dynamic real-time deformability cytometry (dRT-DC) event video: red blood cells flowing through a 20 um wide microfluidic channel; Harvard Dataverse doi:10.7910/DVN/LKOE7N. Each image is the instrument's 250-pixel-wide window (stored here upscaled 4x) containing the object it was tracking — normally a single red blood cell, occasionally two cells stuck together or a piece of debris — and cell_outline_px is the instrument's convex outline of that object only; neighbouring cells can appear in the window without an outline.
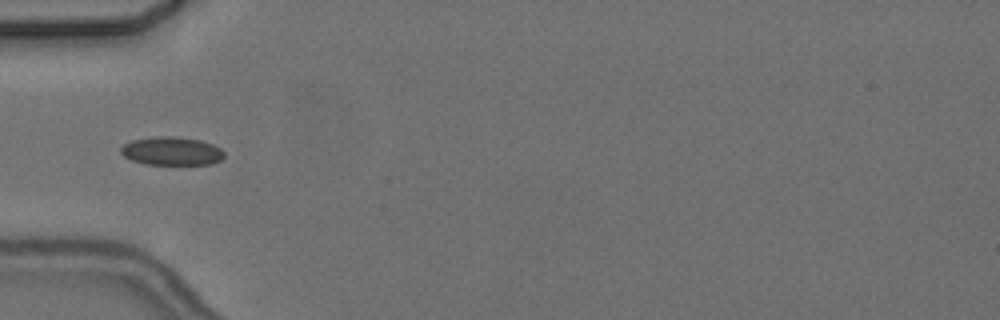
{"species": "common noctule bat (a hibernating species)", "species_latin": "Nyctalus noctula", "temperature_condition": "cold", "stored_images_in_passage": 4, "camera_frame_rate_fps": 3000, "um_per_image_px": 0.085, "animal": {"sex": "female", "body_mass_g": 24.6, "forearm_length_mm": 56.2}, "frame": {"image": 1, "passage_image": 2, "time_ms": 2.0, "image_size_px": [1000, 320], "cell_outline_px": [[224, 156], [220, 160], [212, 164], [144, 164], [132, 160], [124, 156], [120, 152], [120, 148], [124, 144], [132, 140], [156, 136], [176, 136], [200, 140], [212, 144], [220, 148], [224, 152]], "centroid_in_image_um": [14.58, 12.83], "position_along_channel_um": 70.4, "area_um2": 17.11}}
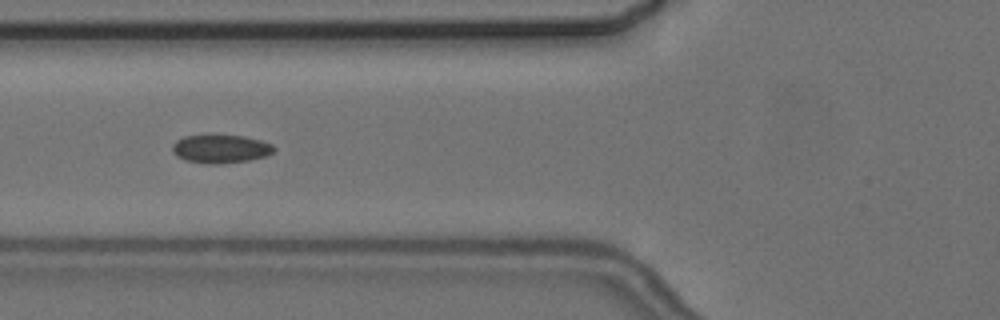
{"frame": {"image": 2, "passage_image": 3, "time_ms": 3.0, "image_size_px": [1000, 320], "cell_outline_px": [[276, 148], [268, 156], [248, 160], [220, 164], [208, 164], [184, 160], [176, 156], [172, 152], [172, 144], [176, 140], [184, 136], [208, 132], [244, 136], [260, 140], [272, 144]], "centroid_in_image_um": [18.71, 12.61], "position_along_channel_um": 107.1, "area_um2": 17.63}}
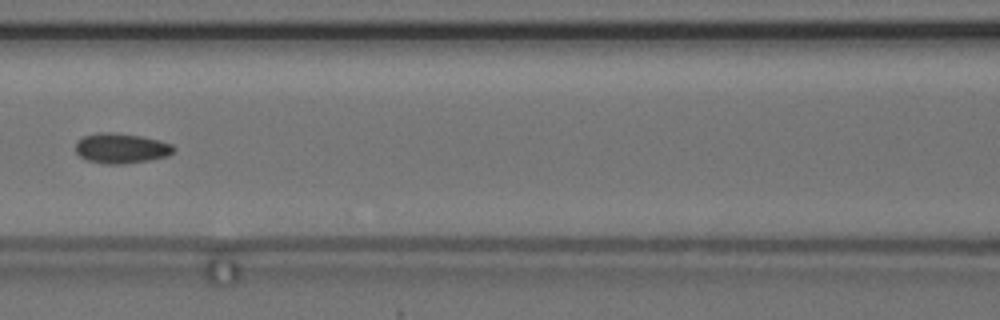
{"frame": {"image": 3, "passage_image": 4, "time_ms": 4.333, "image_size_px": [1000, 320], "cell_outline_px": [[176, 148], [168, 156], [148, 160], [124, 164], [104, 164], [88, 160], [80, 156], [76, 152], [76, 140], [84, 136], [96, 132], [112, 132], [140, 136], [160, 140], [172, 144]], "centroid_in_image_um": [10.29, 12.6], "position_along_channel_um": 156.3, "area_um2": 17.28}}